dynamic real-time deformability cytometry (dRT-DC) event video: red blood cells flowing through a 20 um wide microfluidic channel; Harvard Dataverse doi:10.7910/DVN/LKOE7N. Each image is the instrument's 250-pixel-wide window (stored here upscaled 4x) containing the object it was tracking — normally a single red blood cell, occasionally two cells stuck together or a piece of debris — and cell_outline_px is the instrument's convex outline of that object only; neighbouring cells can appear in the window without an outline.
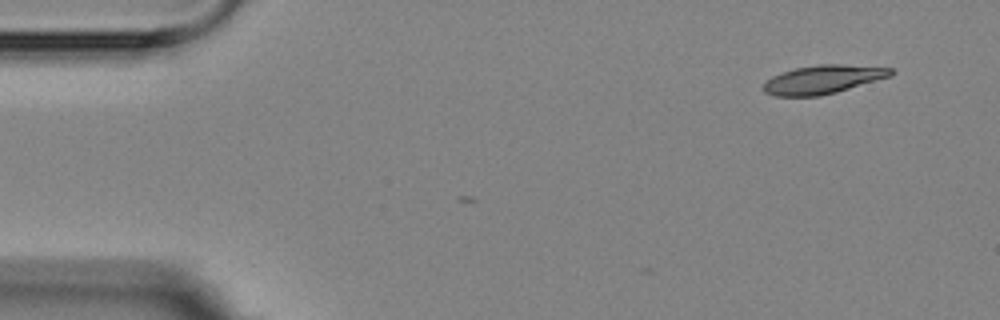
{"species": "Egyptian fruit bat (a non-hibernating species)", "species_latin": "Rousettus aegyptiacus", "temperature_condition": "room temperature", "stored_images_in_passage": 2, "camera_frame_rate_fps": 3000, "um_per_image_px": 0.085, "animal": {"sex": "female"}, "frame": {"image": 1, "passage_image": 1, "time_ms": 0.0, "image_size_px": [1000, 320], "cell_outline_px": [[896, 72], [892, 76], [836, 92], [820, 96], [776, 96], [764, 92], [760, 88], [772, 76], [796, 68], [816, 64], [844, 64], [892, 68]], "centroid_in_image_um": [69.97, 6.75], "position_along_channel_um": 15.0, "area_um2": 21.27}}